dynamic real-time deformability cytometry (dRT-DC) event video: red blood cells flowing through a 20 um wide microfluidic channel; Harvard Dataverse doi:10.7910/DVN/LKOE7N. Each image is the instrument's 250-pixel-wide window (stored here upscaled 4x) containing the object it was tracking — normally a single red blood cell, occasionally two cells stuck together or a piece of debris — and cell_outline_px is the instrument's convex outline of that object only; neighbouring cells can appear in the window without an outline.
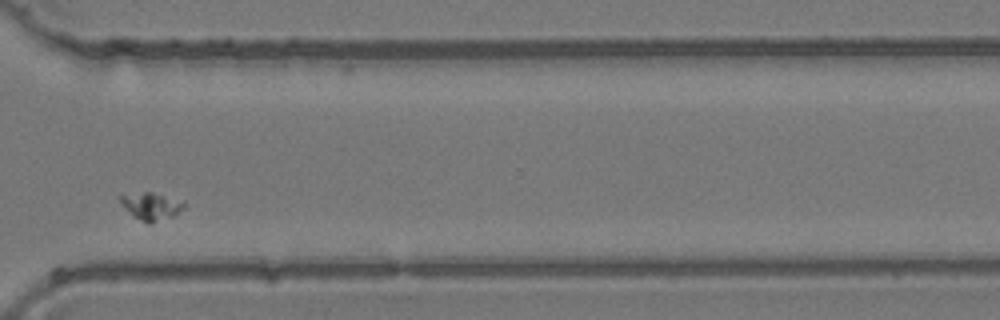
{"species": "common noctule bat (a hibernating species)", "species_latin": "Nyctalus noctula", "temperature_condition": "room temperature", "stored_images_in_passage": 29, "camera_frame_rate_fps": 3000, "um_per_image_px": 0.085, "animal": {"sex": "female", "body_mass_g": 24.6, "forearm_length_mm": 56.2}, "frame": {"image": 1, "passage_image": 26, "time_ms": 8.333, "image_size_px": [1000, 320], "cell_outline_px": [[184, 208], [172, 216], [152, 224], [148, 224], [132, 216], [120, 204], [120, 196], [144, 192], [152, 192], [184, 200]], "centroid_in_image_um": [12.86, 17.54], "position_along_channel_um": 357.7, "area_um2": 10.23}}